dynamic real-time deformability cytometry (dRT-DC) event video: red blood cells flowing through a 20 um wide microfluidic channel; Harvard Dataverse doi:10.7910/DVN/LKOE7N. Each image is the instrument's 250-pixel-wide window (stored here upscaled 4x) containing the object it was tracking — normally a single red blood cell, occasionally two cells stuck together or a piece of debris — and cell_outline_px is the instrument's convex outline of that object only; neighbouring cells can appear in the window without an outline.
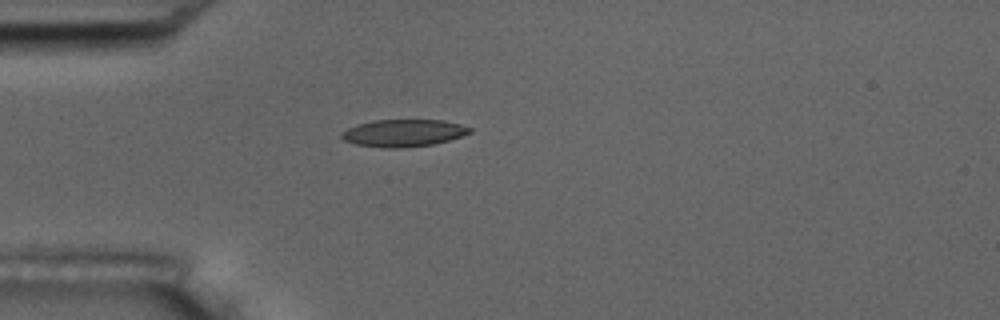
{"species": "common noctule bat (a hibernating species)", "species_latin": "Nyctalus noctula", "temperature_condition": "room temperature", "stored_images_in_passage": 2, "camera_frame_rate_fps": 3000, "um_per_image_px": 0.085, "animal": {"sex": "male", "body_mass_g": 17.5, "forearm_length_mm": 52.3}, "frame": {"image": 1, "passage_image": 1, "time_ms": 0.0, "image_size_px": [1000, 320], "cell_outline_px": [[472, 132], [448, 140], [432, 144], [404, 148], [388, 148], [356, 144], [344, 140], [340, 136], [340, 132], [348, 128], [372, 120], [444, 120], [460, 124], [472, 128]], "centroid_in_image_um": [34.29, 11.3], "position_along_channel_um": 50.7, "area_um2": 20.23}}